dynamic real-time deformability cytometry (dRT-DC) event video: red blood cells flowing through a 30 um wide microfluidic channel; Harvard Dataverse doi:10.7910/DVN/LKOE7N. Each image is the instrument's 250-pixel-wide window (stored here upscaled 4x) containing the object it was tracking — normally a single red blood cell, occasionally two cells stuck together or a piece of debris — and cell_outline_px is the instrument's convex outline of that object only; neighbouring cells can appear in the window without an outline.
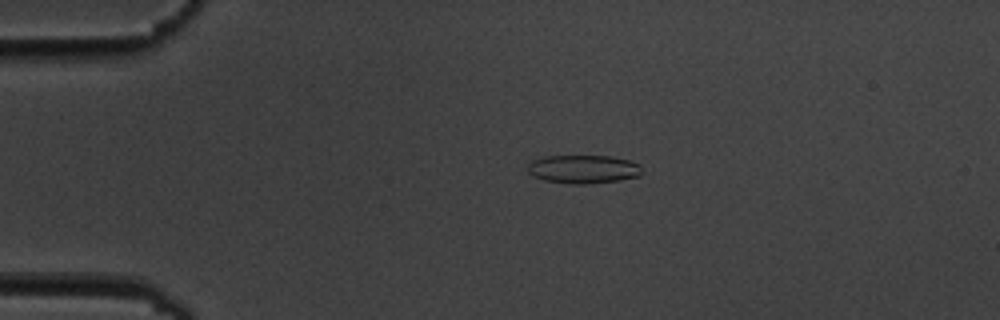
{"species": "common noctule bat (a hibernating species)", "species_latin": "Nyctalus noctula", "temperature_condition": "cold", "stored_images_in_passage": 5, "camera_frame_rate_fps": 3000, "um_per_image_px": 0.085, "animal": {"sex": "male", "body_mass_g": 19.5, "forearm_length_mm": 54.6}, "frame": {"image": 1, "passage_image": 3, "time_ms": 2.333, "image_size_px": [1000, 320], "cell_outline_px": [[644, 172], [640, 176], [620, 180], [588, 184], [572, 184], [544, 180], [532, 176], [528, 172], [528, 164], [532, 160], [544, 156], [612, 156], [628, 160], [640, 164]], "centroid_in_image_um": [49.61, 14.38], "position_along_channel_um": 35.4, "area_um2": 19.19}}